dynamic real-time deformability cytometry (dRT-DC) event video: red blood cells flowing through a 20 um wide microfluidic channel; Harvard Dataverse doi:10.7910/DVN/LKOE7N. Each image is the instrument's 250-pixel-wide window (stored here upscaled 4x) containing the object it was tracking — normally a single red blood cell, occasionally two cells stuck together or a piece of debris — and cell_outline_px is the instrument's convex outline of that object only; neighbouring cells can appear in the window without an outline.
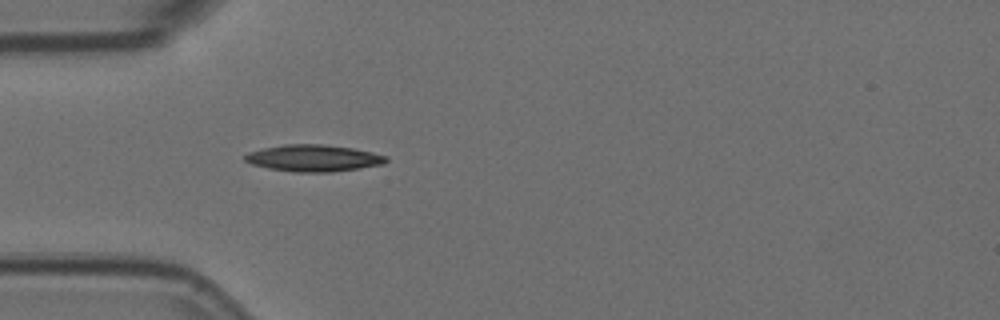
{"species": "Egyptian fruit bat (a non-hibernating species)", "species_latin": "Rousettus aegyptiacus", "temperature_condition": "room temperature", "stored_images_in_passage": 5, "camera_frame_rate_fps": 3000, "um_per_image_px": 0.085, "animal": {"sex": "female"}, "frame": {"image": 1, "passage_image": 5, "time_ms": 1.333, "image_size_px": [1000, 320], "cell_outline_px": [[388, 160], [384, 164], [360, 168], [332, 172], [292, 172], [268, 168], [252, 164], [244, 160], [244, 156], [248, 152], [264, 148], [284, 144], [320, 144], [352, 148], [372, 152], [388, 156]], "centroid_in_image_um": [26.66, 13.44], "position_along_channel_um": 58.3, "area_um2": 22.02}}